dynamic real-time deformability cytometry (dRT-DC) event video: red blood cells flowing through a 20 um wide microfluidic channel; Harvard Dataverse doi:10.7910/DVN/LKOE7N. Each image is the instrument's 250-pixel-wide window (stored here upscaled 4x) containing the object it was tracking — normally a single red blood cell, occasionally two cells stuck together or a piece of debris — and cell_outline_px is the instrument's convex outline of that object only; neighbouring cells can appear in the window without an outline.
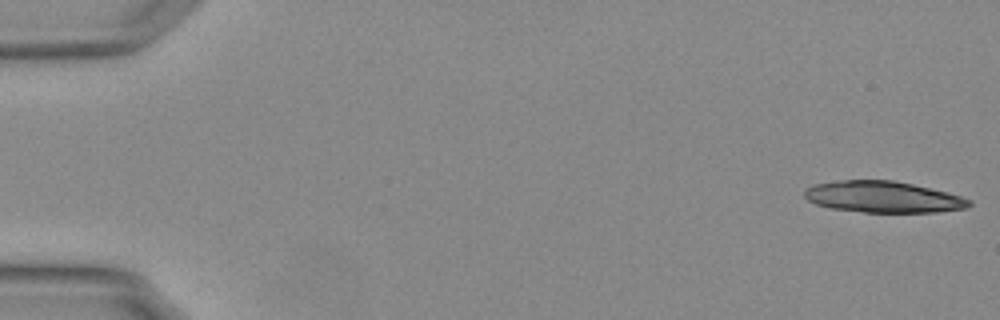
{"species": "Egyptian fruit bat (a non-hibernating species)", "species_latin": "Rousettus aegyptiacus", "temperature_condition": "warm", "stored_images_in_passage": 13, "camera_frame_rate_fps": 3000, "um_per_image_px": 0.085, "animal": {"sex": "female"}, "frame": {"image": 1, "passage_image": 1, "time_ms": 0.0, "image_size_px": [1000, 320], "cell_outline_px": [[972, 204], [968, 208], [936, 212], [864, 212], [828, 208], [816, 204], [808, 200], [804, 196], [804, 192], [808, 188], [816, 184], [840, 180], [892, 180], [912, 184], [948, 192], [972, 200]], "centroid_in_image_um": [75.09, 16.74], "position_along_channel_um": 9.9, "area_um2": 30.06}}
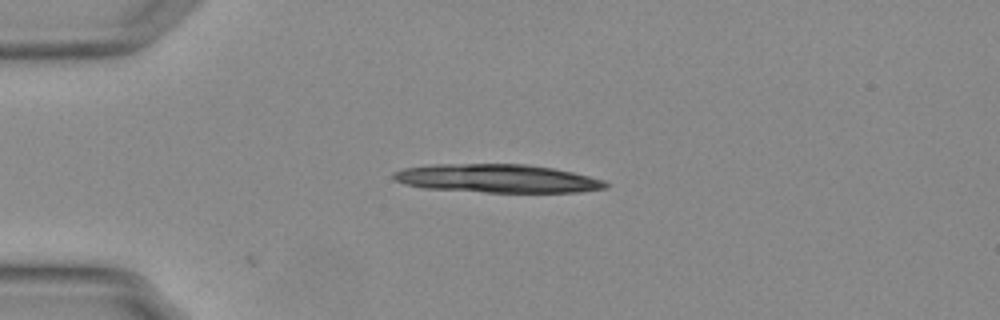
{"frame": {"image": 2, "passage_image": 13, "time_ms": 4.0, "image_size_px": [1000, 320], "cell_outline_px": [[608, 188], [580, 192], [484, 192], [424, 188], [404, 184], [396, 180], [392, 176], [392, 172], [404, 168], [436, 164], [528, 164], [552, 168], [572, 172], [604, 180], [608, 184]], "centroid_in_image_um": [42.27, 15.17], "position_along_channel_um": 42.7, "area_um2": 35.08}}